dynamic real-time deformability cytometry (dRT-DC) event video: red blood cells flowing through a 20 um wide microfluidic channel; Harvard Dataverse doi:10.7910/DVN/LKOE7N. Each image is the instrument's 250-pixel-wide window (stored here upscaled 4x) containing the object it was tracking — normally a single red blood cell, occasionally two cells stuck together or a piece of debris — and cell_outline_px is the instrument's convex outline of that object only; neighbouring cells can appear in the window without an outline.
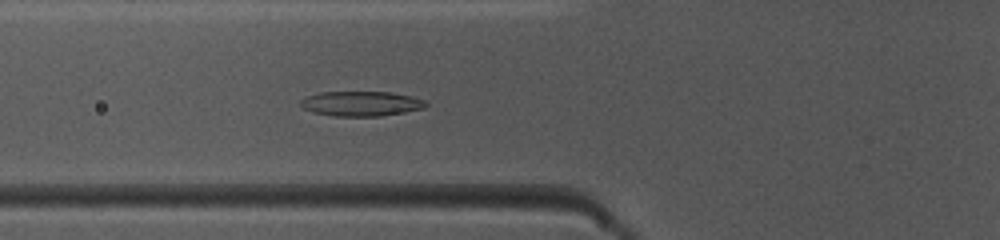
{"species": "common noctule bat (a hibernating species)", "species_latin": "Nyctalus noctula", "temperature_condition": "warm", "stored_images_in_passage": 39, "camera_frame_rate_fps": 3000, "um_per_image_px": 0.085, "animal": {"sex": "female", "body_mass_g": 10.0, "forearm_length_mm": 53.1}, "frame": {"image": 1, "passage_image": 8, "time_ms": 2.333, "image_size_px": [1000, 240], "cell_outline_px": [[428, 104], [424, 108], [404, 112], [380, 116], [336, 116], [316, 112], [304, 108], [300, 104], [300, 100], [308, 96], [320, 92], [388, 92], [412, 96], [424, 100]], "centroid_in_image_um": [30.73, 8.8], "position_along_channel_um": 95.1, "area_um2": 17.92}}
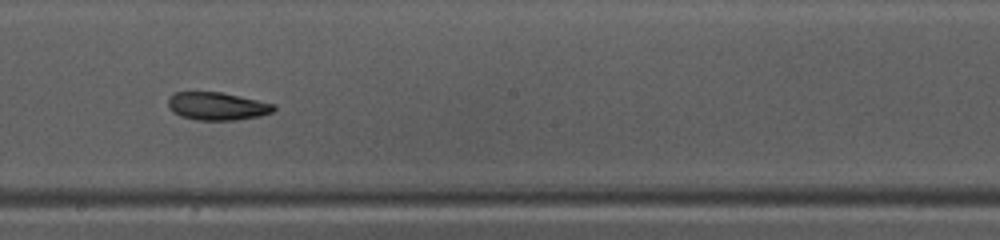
{"frame": {"image": 2, "passage_image": 18, "time_ms": 5.667, "image_size_px": [1000, 240], "cell_outline_px": [[276, 108], [272, 112], [260, 116], [236, 120], [196, 120], [180, 116], [172, 112], [168, 104], [168, 96], [172, 92], [220, 92], [240, 96], [276, 104]], "centroid_in_image_um": [18.44, 9.02], "position_along_channel_um": 229.8, "area_um2": 17.34}}
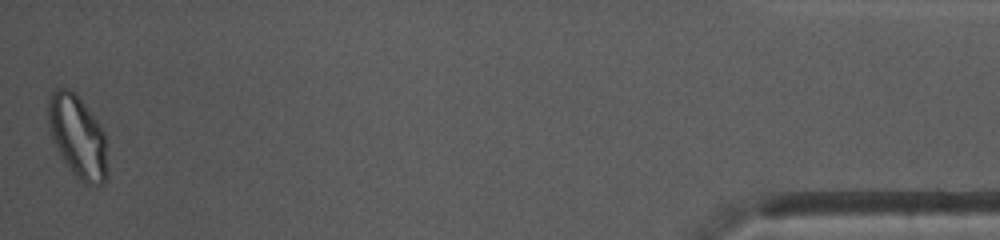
{"frame": {"image": 3, "passage_image": 39, "time_ms": 12.667, "image_size_px": [1000, 240], "cell_outline_px": [[108, 176], [104, 184], [84, 184], [72, 172], [60, 156], [52, 136], [48, 124], [48, 96], [52, 88], [68, 88], [84, 104], [96, 120], [104, 132], [108, 172]], "centroid_in_image_um": [6.59, 11.62], "position_along_channel_um": 428.6, "area_um2": 28.32}, "authors_computed_cell_mechanics": {"area_um2": 18.0336, "velocity_mm_per_s": 4.0164, "shape_relaxation_time_tau1_ms": 7.3699, "shape_relaxation_time_tau2_ms": 9.3435, "deformation_change_tau1": 0.2038, "deformation_change_tau2": 0.1334}}